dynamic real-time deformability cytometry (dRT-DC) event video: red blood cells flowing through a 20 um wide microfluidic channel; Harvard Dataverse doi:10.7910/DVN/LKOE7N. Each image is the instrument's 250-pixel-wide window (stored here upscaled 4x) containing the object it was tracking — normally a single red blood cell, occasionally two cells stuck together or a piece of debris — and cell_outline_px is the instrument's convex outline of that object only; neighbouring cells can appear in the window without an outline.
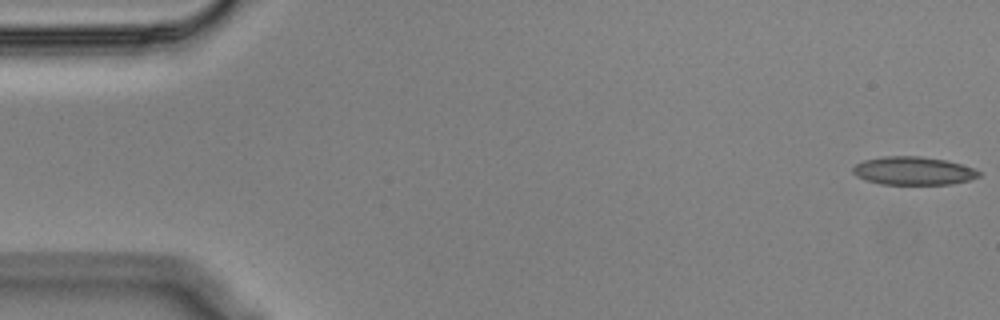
{"species": "Egyptian fruit bat (a non-hibernating species)", "species_latin": "Rousettus aegyptiacus", "temperature_condition": "cold", "stored_images_in_passage": 12, "camera_frame_rate_fps": 3000, "um_per_image_px": 0.085, "animal": {"sex": "male"}, "frame": {"image": 1, "passage_image": 1, "time_ms": 0.0, "image_size_px": [1000, 320], "cell_outline_px": [[980, 176], [968, 180], [952, 184], [880, 184], [856, 176], [852, 172], [852, 168], [856, 164], [864, 160], [884, 156], [920, 156], [944, 160], [960, 164], [972, 168], [980, 172]], "centroid_in_image_um": [77.6, 14.52], "position_along_channel_um": 7.4, "area_um2": 20.52}}